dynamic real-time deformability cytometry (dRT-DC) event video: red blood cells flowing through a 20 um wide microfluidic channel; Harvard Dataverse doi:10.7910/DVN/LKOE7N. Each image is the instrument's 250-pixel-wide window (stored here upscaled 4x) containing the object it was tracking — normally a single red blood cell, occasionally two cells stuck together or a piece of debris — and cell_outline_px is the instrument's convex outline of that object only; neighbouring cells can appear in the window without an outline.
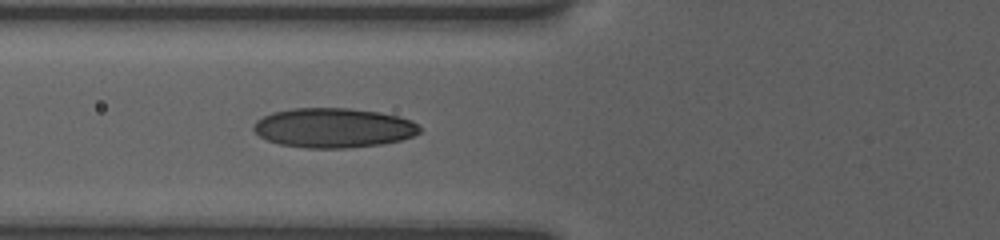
{"species": "human", "species_latin": "Homo sapiens", "temperature_condition": "room temperature", "stored_images_in_passage": 9, "camera_frame_rate_fps": 3000, "um_per_image_px": 0.085, "donor": {"sex": "female"}, "frame": {"image": 1, "passage_image": 9, "time_ms": 6.0, "image_size_px": [1000, 240], "cell_outline_px": [[420, 132], [412, 136], [400, 140], [380, 144], [344, 148], [308, 148], [280, 144], [268, 140], [260, 136], [252, 128], [256, 120], [272, 112], [292, 108], [348, 108], [380, 112], [400, 116], [412, 120], [420, 124]], "centroid_in_image_um": [28.36, 10.85], "position_along_channel_um": 97.4, "area_um2": 38.38}}